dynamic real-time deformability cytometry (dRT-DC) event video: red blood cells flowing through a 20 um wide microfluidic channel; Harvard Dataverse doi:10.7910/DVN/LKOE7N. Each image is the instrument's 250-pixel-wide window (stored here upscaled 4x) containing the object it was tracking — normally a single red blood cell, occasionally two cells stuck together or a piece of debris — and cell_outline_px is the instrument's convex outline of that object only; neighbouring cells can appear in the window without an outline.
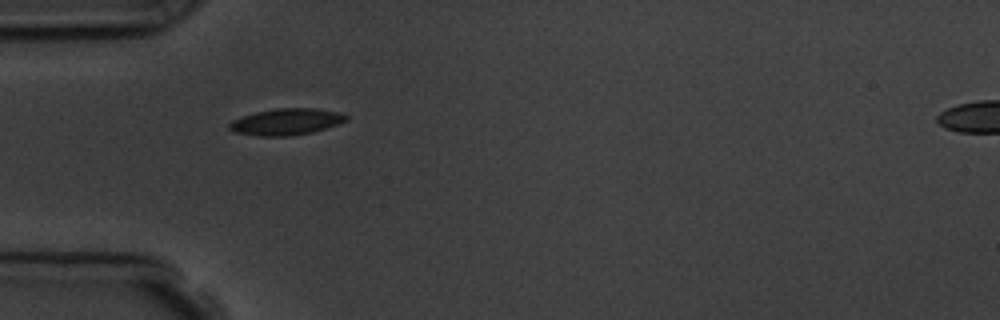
{"species": "common noctule bat (a hibernating species)", "species_latin": "Nyctalus noctula", "temperature_condition": "room temperature", "stored_images_in_passage": 2, "camera_frame_rate_fps": 3000, "um_per_image_px": 0.085, "animal": {"sex": "male", "body_mass_g": 19.5, "forearm_length_mm": 54.6}, "frame": {"image": 1, "passage_image": 1, "time_ms": 0.0, "image_size_px": [1000, 320], "cell_outline_px": [[348, 120], [312, 132], [288, 136], [260, 136], [236, 132], [228, 128], [228, 124], [232, 120], [256, 112], [276, 108], [316, 108], [340, 112], [348, 116]], "centroid_in_image_um": [24.34, 10.34], "position_along_channel_um": 60.7, "area_um2": 17.86}}